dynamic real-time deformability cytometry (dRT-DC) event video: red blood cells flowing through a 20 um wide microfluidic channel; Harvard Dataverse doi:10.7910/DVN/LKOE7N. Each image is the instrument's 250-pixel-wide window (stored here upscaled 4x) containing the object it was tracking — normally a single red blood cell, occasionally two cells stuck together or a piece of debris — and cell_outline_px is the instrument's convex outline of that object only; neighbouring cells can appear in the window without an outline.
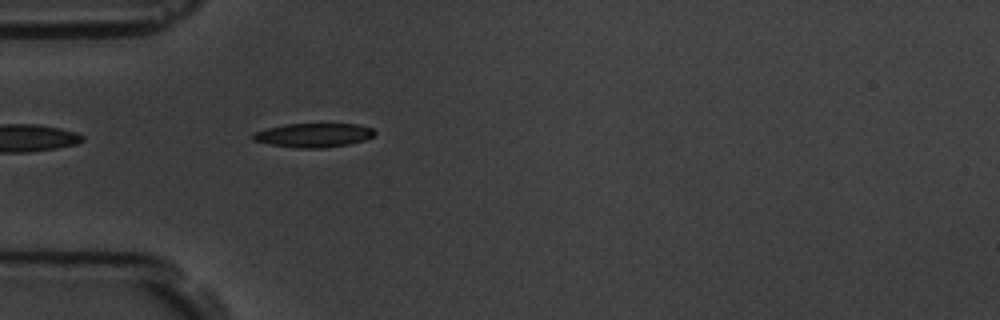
{"species": "common noctule bat (a hibernating species)", "species_latin": "Nyctalus noctula", "temperature_condition": "room temperature", "stored_images_in_passage": 6, "segment_of_instrument_passage": [2, 2], "camera_frame_rate_fps": 3000, "um_per_image_px": 0.085, "animal": {"sex": "male", "body_mass_g": 19.5, "forearm_length_mm": 54.6}, "frame": {"image": 1, "passage_image": 6, "time_ms": 5.667, "image_size_px": [1000, 320], "cell_outline_px": [[376, 136], [364, 140], [348, 144], [320, 148], [300, 148], [268, 144], [252, 140], [252, 136], [256, 132], [268, 128], [284, 124], [356, 124], [372, 128], [376, 132]], "centroid_in_image_um": [26.68, 11.49], "position_along_channel_um": 58.3, "area_um2": 16.94}}